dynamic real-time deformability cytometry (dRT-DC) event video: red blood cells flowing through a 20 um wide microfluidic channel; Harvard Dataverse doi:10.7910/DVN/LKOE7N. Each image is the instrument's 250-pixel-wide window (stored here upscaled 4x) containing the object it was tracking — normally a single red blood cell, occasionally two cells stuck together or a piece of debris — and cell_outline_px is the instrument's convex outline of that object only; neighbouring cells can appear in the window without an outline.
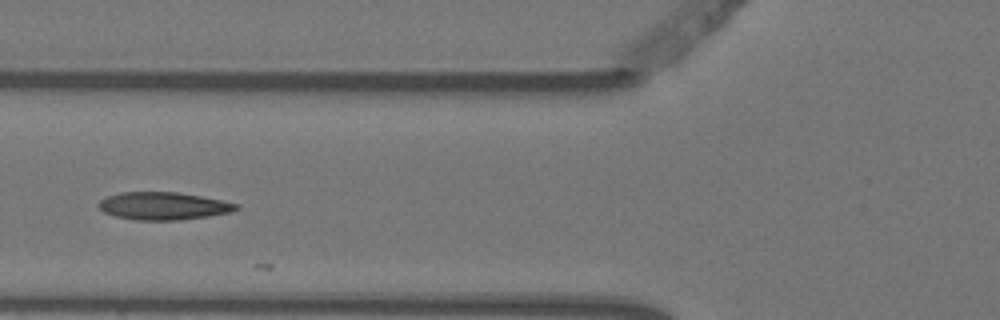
{"species": "Egyptian fruit bat (a non-hibernating species)", "species_latin": "Rousettus aegyptiacus", "temperature_condition": "warm", "stored_images_in_passage": 8, "camera_frame_rate_fps": 3000, "um_per_image_px": 0.085, "animal": {"sex": "female"}, "frame": {"image": 1, "passage_image": 5, "time_ms": 1.333, "image_size_px": [1000, 320], "cell_outline_px": [[240, 208], [232, 212], [208, 216], [180, 220], [136, 220], [116, 216], [104, 212], [96, 204], [100, 200], [108, 196], [120, 192], [176, 192], [200, 196], [240, 204]], "centroid_in_image_um": [13.9, 17.51], "position_along_channel_um": 111.9, "area_um2": 22.14}}